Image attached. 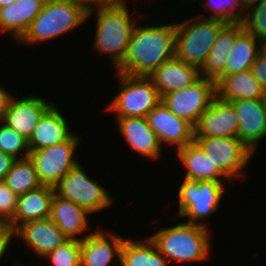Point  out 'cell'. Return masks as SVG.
<instances>
[{"label": "cell", "instance_id": "6da1fadb", "mask_svg": "<svg viewBox=\"0 0 266 266\" xmlns=\"http://www.w3.org/2000/svg\"><path fill=\"white\" fill-rule=\"evenodd\" d=\"M137 23L128 50L116 72L132 76H150L175 55L176 22L155 25Z\"/></svg>", "mask_w": 266, "mask_h": 266}, {"label": "cell", "instance_id": "7a4b0ae2", "mask_svg": "<svg viewBox=\"0 0 266 266\" xmlns=\"http://www.w3.org/2000/svg\"><path fill=\"white\" fill-rule=\"evenodd\" d=\"M126 5L104 6L87 14L86 21L95 14L96 31L93 41V50L100 56L105 54L112 68H117L124 60L130 38L139 15L136 10L130 14ZM138 16V17H136Z\"/></svg>", "mask_w": 266, "mask_h": 266}, {"label": "cell", "instance_id": "3957f363", "mask_svg": "<svg viewBox=\"0 0 266 266\" xmlns=\"http://www.w3.org/2000/svg\"><path fill=\"white\" fill-rule=\"evenodd\" d=\"M209 229L197 224L179 222L173 226H164L149 237L171 264L173 262L185 265L211 258L212 235Z\"/></svg>", "mask_w": 266, "mask_h": 266}, {"label": "cell", "instance_id": "277c9868", "mask_svg": "<svg viewBox=\"0 0 266 266\" xmlns=\"http://www.w3.org/2000/svg\"><path fill=\"white\" fill-rule=\"evenodd\" d=\"M87 14L75 3L56 0L44 3L41 12L33 19L28 30L17 41L34 46L49 42L83 25Z\"/></svg>", "mask_w": 266, "mask_h": 266}, {"label": "cell", "instance_id": "5b68a950", "mask_svg": "<svg viewBox=\"0 0 266 266\" xmlns=\"http://www.w3.org/2000/svg\"><path fill=\"white\" fill-rule=\"evenodd\" d=\"M192 17V18H191ZM187 20L176 21L175 57L180 61L203 66L220 30L227 24L224 21L191 16Z\"/></svg>", "mask_w": 266, "mask_h": 266}, {"label": "cell", "instance_id": "8992f818", "mask_svg": "<svg viewBox=\"0 0 266 266\" xmlns=\"http://www.w3.org/2000/svg\"><path fill=\"white\" fill-rule=\"evenodd\" d=\"M117 74L118 92L105 110L122 117H146L160 102L161 96L149 76Z\"/></svg>", "mask_w": 266, "mask_h": 266}, {"label": "cell", "instance_id": "52a82bcc", "mask_svg": "<svg viewBox=\"0 0 266 266\" xmlns=\"http://www.w3.org/2000/svg\"><path fill=\"white\" fill-rule=\"evenodd\" d=\"M225 185V181H195L184 178L177 191V218H186L188 223L209 228L205 220L219 208L226 190Z\"/></svg>", "mask_w": 266, "mask_h": 266}, {"label": "cell", "instance_id": "ba28073f", "mask_svg": "<svg viewBox=\"0 0 266 266\" xmlns=\"http://www.w3.org/2000/svg\"><path fill=\"white\" fill-rule=\"evenodd\" d=\"M80 163L71 169L55 186V194L95 214L114 203L107 189L88 176Z\"/></svg>", "mask_w": 266, "mask_h": 266}, {"label": "cell", "instance_id": "9c48e42d", "mask_svg": "<svg viewBox=\"0 0 266 266\" xmlns=\"http://www.w3.org/2000/svg\"><path fill=\"white\" fill-rule=\"evenodd\" d=\"M82 136L74 134L66 141L51 147L33 150L29 159L34 163L38 179L42 185L54 187L71 169L79 163L75 159ZM77 149V150H76Z\"/></svg>", "mask_w": 266, "mask_h": 266}, {"label": "cell", "instance_id": "30bf717a", "mask_svg": "<svg viewBox=\"0 0 266 266\" xmlns=\"http://www.w3.org/2000/svg\"><path fill=\"white\" fill-rule=\"evenodd\" d=\"M215 97V81L201 76L184 89L164 94L161 102L177 117L195 126Z\"/></svg>", "mask_w": 266, "mask_h": 266}, {"label": "cell", "instance_id": "8fae6325", "mask_svg": "<svg viewBox=\"0 0 266 266\" xmlns=\"http://www.w3.org/2000/svg\"><path fill=\"white\" fill-rule=\"evenodd\" d=\"M194 141L231 180L241 179L254 156L238 137H194Z\"/></svg>", "mask_w": 266, "mask_h": 266}, {"label": "cell", "instance_id": "7c38bea8", "mask_svg": "<svg viewBox=\"0 0 266 266\" xmlns=\"http://www.w3.org/2000/svg\"><path fill=\"white\" fill-rule=\"evenodd\" d=\"M146 118L162 147H175L178 150L194 141V126L177 117L162 102Z\"/></svg>", "mask_w": 266, "mask_h": 266}, {"label": "cell", "instance_id": "4fadbf2b", "mask_svg": "<svg viewBox=\"0 0 266 266\" xmlns=\"http://www.w3.org/2000/svg\"><path fill=\"white\" fill-rule=\"evenodd\" d=\"M53 104L35 94L14 96L2 122L29 140L40 118Z\"/></svg>", "mask_w": 266, "mask_h": 266}, {"label": "cell", "instance_id": "5bb4252c", "mask_svg": "<svg viewBox=\"0 0 266 266\" xmlns=\"http://www.w3.org/2000/svg\"><path fill=\"white\" fill-rule=\"evenodd\" d=\"M105 233L103 229L96 228L81 241L80 266H111L113 262L120 266V252L125 238L112 230Z\"/></svg>", "mask_w": 266, "mask_h": 266}, {"label": "cell", "instance_id": "9a60e30c", "mask_svg": "<svg viewBox=\"0 0 266 266\" xmlns=\"http://www.w3.org/2000/svg\"><path fill=\"white\" fill-rule=\"evenodd\" d=\"M238 129L233 105L215 97L194 126V137H238Z\"/></svg>", "mask_w": 266, "mask_h": 266}, {"label": "cell", "instance_id": "2e32d148", "mask_svg": "<svg viewBox=\"0 0 266 266\" xmlns=\"http://www.w3.org/2000/svg\"><path fill=\"white\" fill-rule=\"evenodd\" d=\"M121 136L131 151L145 159L157 160L163 153V147L157 134L149 126L146 117L114 118Z\"/></svg>", "mask_w": 266, "mask_h": 266}, {"label": "cell", "instance_id": "e0dca14e", "mask_svg": "<svg viewBox=\"0 0 266 266\" xmlns=\"http://www.w3.org/2000/svg\"><path fill=\"white\" fill-rule=\"evenodd\" d=\"M230 103L239 119L238 138L253 152L266 137V109L263 99H234Z\"/></svg>", "mask_w": 266, "mask_h": 266}, {"label": "cell", "instance_id": "ac0fdd59", "mask_svg": "<svg viewBox=\"0 0 266 266\" xmlns=\"http://www.w3.org/2000/svg\"><path fill=\"white\" fill-rule=\"evenodd\" d=\"M15 237L40 259L68 240L50 217L20 225L15 230Z\"/></svg>", "mask_w": 266, "mask_h": 266}, {"label": "cell", "instance_id": "d6986e66", "mask_svg": "<svg viewBox=\"0 0 266 266\" xmlns=\"http://www.w3.org/2000/svg\"><path fill=\"white\" fill-rule=\"evenodd\" d=\"M88 216L90 217L91 214L87 210L70 200L63 199L54 194L51 201L50 218L68 239L83 241L89 234L95 231V229L92 231L89 229L90 222ZM80 234L85 235L81 237Z\"/></svg>", "mask_w": 266, "mask_h": 266}, {"label": "cell", "instance_id": "ffe728a7", "mask_svg": "<svg viewBox=\"0 0 266 266\" xmlns=\"http://www.w3.org/2000/svg\"><path fill=\"white\" fill-rule=\"evenodd\" d=\"M160 96L184 89L200 77L197 66L186 64L175 56L165 61L149 76Z\"/></svg>", "mask_w": 266, "mask_h": 266}, {"label": "cell", "instance_id": "44dd1931", "mask_svg": "<svg viewBox=\"0 0 266 266\" xmlns=\"http://www.w3.org/2000/svg\"><path fill=\"white\" fill-rule=\"evenodd\" d=\"M58 106L53 104L40 118L28 140L30 151L51 147L69 139L74 133Z\"/></svg>", "mask_w": 266, "mask_h": 266}, {"label": "cell", "instance_id": "7402d4cb", "mask_svg": "<svg viewBox=\"0 0 266 266\" xmlns=\"http://www.w3.org/2000/svg\"><path fill=\"white\" fill-rule=\"evenodd\" d=\"M176 151L180 165H183L186 170L184 178L195 181H231L195 141Z\"/></svg>", "mask_w": 266, "mask_h": 266}, {"label": "cell", "instance_id": "603a6c76", "mask_svg": "<svg viewBox=\"0 0 266 266\" xmlns=\"http://www.w3.org/2000/svg\"><path fill=\"white\" fill-rule=\"evenodd\" d=\"M54 194V187L42 185L18 196L14 217L8 223L16 230L26 222L50 217Z\"/></svg>", "mask_w": 266, "mask_h": 266}, {"label": "cell", "instance_id": "cb8c5ba5", "mask_svg": "<svg viewBox=\"0 0 266 266\" xmlns=\"http://www.w3.org/2000/svg\"><path fill=\"white\" fill-rule=\"evenodd\" d=\"M43 5L41 0H16L0 8V34L8 33L17 42L41 12Z\"/></svg>", "mask_w": 266, "mask_h": 266}, {"label": "cell", "instance_id": "d4e9b609", "mask_svg": "<svg viewBox=\"0 0 266 266\" xmlns=\"http://www.w3.org/2000/svg\"><path fill=\"white\" fill-rule=\"evenodd\" d=\"M216 97L224 102L234 99H263L264 90L251 69L222 75L215 82Z\"/></svg>", "mask_w": 266, "mask_h": 266}, {"label": "cell", "instance_id": "484cf974", "mask_svg": "<svg viewBox=\"0 0 266 266\" xmlns=\"http://www.w3.org/2000/svg\"><path fill=\"white\" fill-rule=\"evenodd\" d=\"M131 239L125 238L121 247L120 266H171L150 237Z\"/></svg>", "mask_w": 266, "mask_h": 266}, {"label": "cell", "instance_id": "4316f807", "mask_svg": "<svg viewBox=\"0 0 266 266\" xmlns=\"http://www.w3.org/2000/svg\"><path fill=\"white\" fill-rule=\"evenodd\" d=\"M261 51V43L251 34L243 30L236 37L234 45L228 53V61L226 63L224 75L251 69L254 60Z\"/></svg>", "mask_w": 266, "mask_h": 266}, {"label": "cell", "instance_id": "83f0119b", "mask_svg": "<svg viewBox=\"0 0 266 266\" xmlns=\"http://www.w3.org/2000/svg\"><path fill=\"white\" fill-rule=\"evenodd\" d=\"M3 182L17 196L42 186L34 163L29 158L17 159L13 163L11 170L6 174Z\"/></svg>", "mask_w": 266, "mask_h": 266}, {"label": "cell", "instance_id": "f1b7e54d", "mask_svg": "<svg viewBox=\"0 0 266 266\" xmlns=\"http://www.w3.org/2000/svg\"><path fill=\"white\" fill-rule=\"evenodd\" d=\"M211 15H200L203 18L218 19L226 23L241 22L244 18V11L241 9L240 0H198ZM204 2V4H203ZM239 10V11H238Z\"/></svg>", "mask_w": 266, "mask_h": 266}, {"label": "cell", "instance_id": "f546056e", "mask_svg": "<svg viewBox=\"0 0 266 266\" xmlns=\"http://www.w3.org/2000/svg\"><path fill=\"white\" fill-rule=\"evenodd\" d=\"M0 151L15 159L29 158L28 139L0 121Z\"/></svg>", "mask_w": 266, "mask_h": 266}, {"label": "cell", "instance_id": "4dcf8cb0", "mask_svg": "<svg viewBox=\"0 0 266 266\" xmlns=\"http://www.w3.org/2000/svg\"><path fill=\"white\" fill-rule=\"evenodd\" d=\"M241 23L243 29L262 44L266 40V0L249 7Z\"/></svg>", "mask_w": 266, "mask_h": 266}, {"label": "cell", "instance_id": "1f68e13d", "mask_svg": "<svg viewBox=\"0 0 266 266\" xmlns=\"http://www.w3.org/2000/svg\"><path fill=\"white\" fill-rule=\"evenodd\" d=\"M42 259L48 260L49 266H80L81 241L68 239Z\"/></svg>", "mask_w": 266, "mask_h": 266}, {"label": "cell", "instance_id": "d6a6232c", "mask_svg": "<svg viewBox=\"0 0 266 266\" xmlns=\"http://www.w3.org/2000/svg\"><path fill=\"white\" fill-rule=\"evenodd\" d=\"M229 52L230 51L211 50L205 63L200 68L201 76L212 79L216 82L222 75H224Z\"/></svg>", "mask_w": 266, "mask_h": 266}, {"label": "cell", "instance_id": "836d02e7", "mask_svg": "<svg viewBox=\"0 0 266 266\" xmlns=\"http://www.w3.org/2000/svg\"><path fill=\"white\" fill-rule=\"evenodd\" d=\"M241 22L227 23L218 33L211 50L230 51L236 37L243 31Z\"/></svg>", "mask_w": 266, "mask_h": 266}, {"label": "cell", "instance_id": "e575fe53", "mask_svg": "<svg viewBox=\"0 0 266 266\" xmlns=\"http://www.w3.org/2000/svg\"><path fill=\"white\" fill-rule=\"evenodd\" d=\"M18 196L2 181L0 183V218L9 222L15 214Z\"/></svg>", "mask_w": 266, "mask_h": 266}, {"label": "cell", "instance_id": "d590c367", "mask_svg": "<svg viewBox=\"0 0 266 266\" xmlns=\"http://www.w3.org/2000/svg\"><path fill=\"white\" fill-rule=\"evenodd\" d=\"M15 239V229L7 222L0 226V261L10 250V245ZM1 263V262H0Z\"/></svg>", "mask_w": 266, "mask_h": 266}, {"label": "cell", "instance_id": "8d00e7d4", "mask_svg": "<svg viewBox=\"0 0 266 266\" xmlns=\"http://www.w3.org/2000/svg\"><path fill=\"white\" fill-rule=\"evenodd\" d=\"M251 71L255 78L260 82L264 91H266V55L261 51L253 65L251 66Z\"/></svg>", "mask_w": 266, "mask_h": 266}, {"label": "cell", "instance_id": "74e56055", "mask_svg": "<svg viewBox=\"0 0 266 266\" xmlns=\"http://www.w3.org/2000/svg\"><path fill=\"white\" fill-rule=\"evenodd\" d=\"M16 160L13 156L0 151V179L2 181Z\"/></svg>", "mask_w": 266, "mask_h": 266}, {"label": "cell", "instance_id": "f35d334b", "mask_svg": "<svg viewBox=\"0 0 266 266\" xmlns=\"http://www.w3.org/2000/svg\"><path fill=\"white\" fill-rule=\"evenodd\" d=\"M78 5L86 14L95 11L105 5L100 0H68Z\"/></svg>", "mask_w": 266, "mask_h": 266}, {"label": "cell", "instance_id": "ab89813d", "mask_svg": "<svg viewBox=\"0 0 266 266\" xmlns=\"http://www.w3.org/2000/svg\"><path fill=\"white\" fill-rule=\"evenodd\" d=\"M14 97L7 89L0 85V121L3 120L9 104Z\"/></svg>", "mask_w": 266, "mask_h": 266}, {"label": "cell", "instance_id": "60d3db41", "mask_svg": "<svg viewBox=\"0 0 266 266\" xmlns=\"http://www.w3.org/2000/svg\"><path fill=\"white\" fill-rule=\"evenodd\" d=\"M241 9L245 12L249 7L259 3L261 0H240Z\"/></svg>", "mask_w": 266, "mask_h": 266}, {"label": "cell", "instance_id": "b9f144b4", "mask_svg": "<svg viewBox=\"0 0 266 266\" xmlns=\"http://www.w3.org/2000/svg\"><path fill=\"white\" fill-rule=\"evenodd\" d=\"M105 6H120L124 4V0H100Z\"/></svg>", "mask_w": 266, "mask_h": 266}, {"label": "cell", "instance_id": "7bdbcfd3", "mask_svg": "<svg viewBox=\"0 0 266 266\" xmlns=\"http://www.w3.org/2000/svg\"><path fill=\"white\" fill-rule=\"evenodd\" d=\"M15 1L16 0H0V8L6 7Z\"/></svg>", "mask_w": 266, "mask_h": 266}, {"label": "cell", "instance_id": "ee69618b", "mask_svg": "<svg viewBox=\"0 0 266 266\" xmlns=\"http://www.w3.org/2000/svg\"><path fill=\"white\" fill-rule=\"evenodd\" d=\"M262 52L266 55V40L261 44Z\"/></svg>", "mask_w": 266, "mask_h": 266}, {"label": "cell", "instance_id": "f6af8a7d", "mask_svg": "<svg viewBox=\"0 0 266 266\" xmlns=\"http://www.w3.org/2000/svg\"><path fill=\"white\" fill-rule=\"evenodd\" d=\"M178 1H180V0H178ZM182 1L185 3H194V2H197L198 0H182Z\"/></svg>", "mask_w": 266, "mask_h": 266}, {"label": "cell", "instance_id": "bcb514c9", "mask_svg": "<svg viewBox=\"0 0 266 266\" xmlns=\"http://www.w3.org/2000/svg\"><path fill=\"white\" fill-rule=\"evenodd\" d=\"M263 101H264V105H265V109H266V91L264 92Z\"/></svg>", "mask_w": 266, "mask_h": 266}, {"label": "cell", "instance_id": "7dc6e473", "mask_svg": "<svg viewBox=\"0 0 266 266\" xmlns=\"http://www.w3.org/2000/svg\"><path fill=\"white\" fill-rule=\"evenodd\" d=\"M43 3H47V2H52V1H56V0H41Z\"/></svg>", "mask_w": 266, "mask_h": 266}, {"label": "cell", "instance_id": "c3c4849f", "mask_svg": "<svg viewBox=\"0 0 266 266\" xmlns=\"http://www.w3.org/2000/svg\"><path fill=\"white\" fill-rule=\"evenodd\" d=\"M4 222L1 220V218H0V226L3 224Z\"/></svg>", "mask_w": 266, "mask_h": 266}]
</instances>
